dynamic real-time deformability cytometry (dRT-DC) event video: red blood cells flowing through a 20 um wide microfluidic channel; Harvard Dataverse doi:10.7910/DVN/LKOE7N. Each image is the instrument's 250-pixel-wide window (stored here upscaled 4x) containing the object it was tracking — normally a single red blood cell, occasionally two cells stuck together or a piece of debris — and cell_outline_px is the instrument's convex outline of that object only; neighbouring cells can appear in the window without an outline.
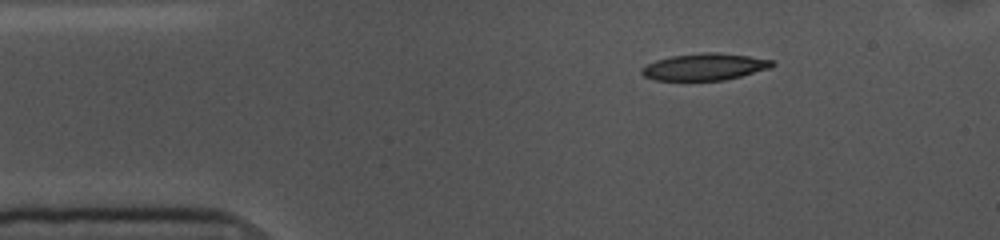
{"species": "common noctule bat (a hibernating species)", "species_latin": "Nyctalus noctula", "temperature_condition": "cold", "stored_images_in_passage": 48, "camera_frame_rate_fps": 3000, "um_per_image_px": 0.085, "animal": {"sex": "female", "body_mass_g": 10.0, "forearm_length_mm": 53.1}, "frame": {"image": 1, "passage_image": 1, "time_ms": 0.0, "image_size_px": [1000, 240], "cell_outline_px": [[776, 64], [772, 68], [724, 80], [652, 80], [644, 76], [640, 72], [640, 68], [656, 60], [672, 56], [704, 52], [716, 52], [748, 56], [776, 60]], "centroid_in_image_um": [59.92, 5.68], "position_along_channel_um": 25.1, "area_um2": 20.52}}
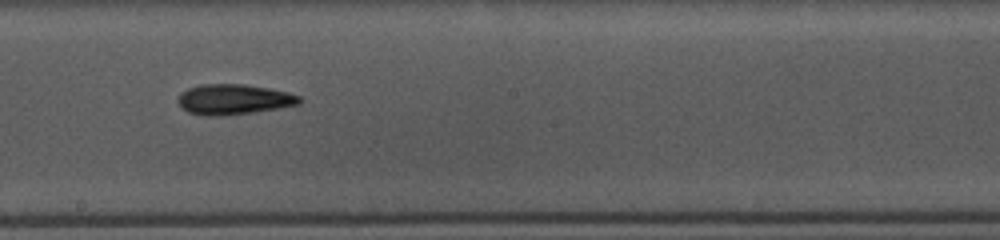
{"frame": {"image": 2, "passage_image": 22, "time_ms": 7.0, "image_size_px": [1000, 240], "cell_outline_px": [[300, 104], [252, 112], [220, 116], [204, 116], [188, 112], [180, 108], [180, 92], [188, 88], [200, 84], [244, 84], [268, 88], [288, 92], [300, 96]], "centroid_in_image_um": [19.84, 8.44], "position_along_channel_um": 228.4, "area_um2": 21.33}}
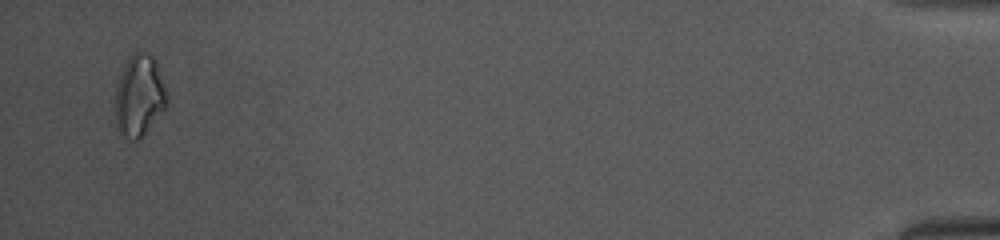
{"frame": {"image": 3, "passage_image": 46, "time_ms": 15.0, "image_size_px": [1000, 240], "cell_outline_px": [[168, 100], [164, 108], [144, 132], [136, 140], [128, 140], [120, 136], [116, 132], [116, 84], [120, 72], [128, 56], [132, 52], [148, 52], [156, 60], [168, 92]], "centroid_in_image_um": [11.82, 8.09], "position_along_channel_um": 423.4, "area_um2": 24.8}, "authors_computed_cell_mechanics": {"area_um2": 20.7502, "velocity_mm_per_s": 3.5749, "shape_relaxation_time_tau1_ms": 5.6765, "shape_relaxation_time_tau2_ms": 9.8236, "deformation_change_tau1": 0.1463, "deformation_change_tau2": 0.1933}}